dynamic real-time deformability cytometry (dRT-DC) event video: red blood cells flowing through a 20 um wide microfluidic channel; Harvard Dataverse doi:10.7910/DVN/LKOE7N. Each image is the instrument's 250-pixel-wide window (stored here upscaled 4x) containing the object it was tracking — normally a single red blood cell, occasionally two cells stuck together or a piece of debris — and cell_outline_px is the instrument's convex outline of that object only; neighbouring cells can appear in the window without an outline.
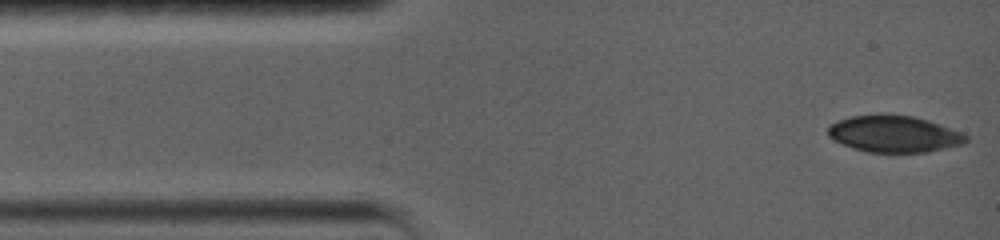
{"species": "common noctule bat (a hibernating species)", "species_latin": "Nyctalus noctula", "temperature_condition": "warm", "stored_images_in_passage": 10, "camera_frame_rate_fps": 5000, "um_per_image_px": 0.085, "animal": {"sex": "female", "body_mass_g": 19.0, "forearm_length_mm": 56.7}, "frame": {"image": 1, "passage_image": 1, "time_ms": 0.0, "image_size_px": [1000, 240], "cell_outline_px": [[968, 140], [960, 144], [928, 152], [868, 152], [852, 148], [828, 136], [828, 128], [832, 124], [840, 120], [852, 116], [884, 112], [888, 112], [912, 116], [928, 120], [960, 132], [968, 136]], "centroid_in_image_um": [75.98, 11.36], "position_along_channel_um": 9.0, "area_um2": 29.48}}
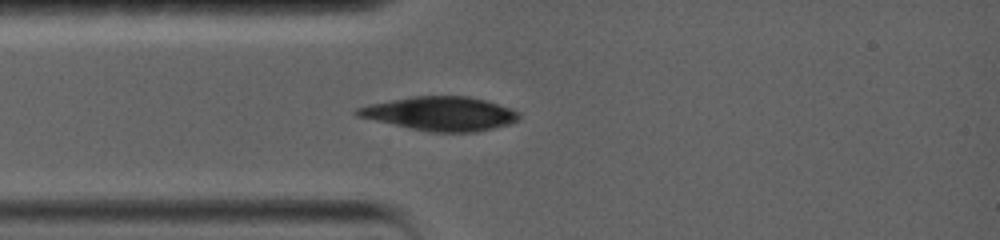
{"frame": {"image": 2, "passage_image": 10, "time_ms": 3.2, "image_size_px": [1000, 240], "cell_outline_px": [[520, 120], [508, 124], [476, 132], [432, 132], [412, 128], [356, 116], [352, 112], [356, 108], [368, 104], [412, 96], [468, 96], [500, 104], [512, 108], [520, 112]], "centroid_in_image_um": [37.45, 9.65], "position_along_channel_um": 47.6, "area_um2": 31.91}}